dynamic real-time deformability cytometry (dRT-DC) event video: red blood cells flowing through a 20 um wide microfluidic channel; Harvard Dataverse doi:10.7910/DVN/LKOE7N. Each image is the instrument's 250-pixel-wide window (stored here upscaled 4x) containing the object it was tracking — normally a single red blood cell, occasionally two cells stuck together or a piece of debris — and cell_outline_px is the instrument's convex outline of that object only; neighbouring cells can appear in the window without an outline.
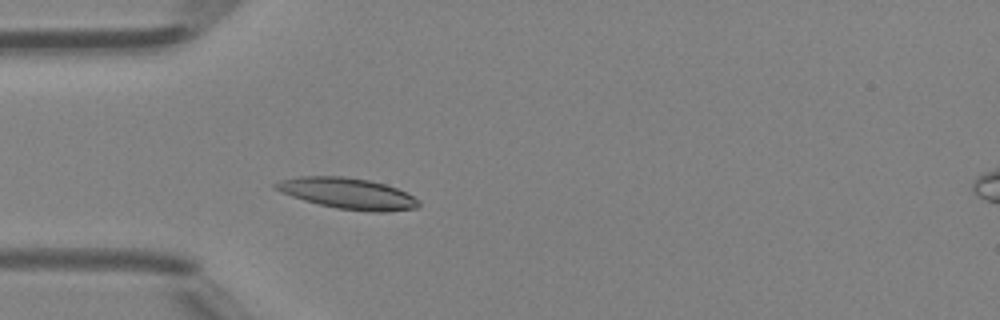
{"species": "Egyptian fruit bat (a non-hibernating species)", "species_latin": "Rousettus aegyptiacus", "temperature_condition": "room temperature", "stored_images_in_passage": 35, "camera_frame_rate_fps": 3000, "um_per_image_px": 0.085, "animal": {"sex": "female"}, "frame": {"image": 1, "passage_image": 1, "time_ms": 0.0, "image_size_px": [1000, 320], "cell_outline_px": [[420, 204], [416, 208], [388, 212], [372, 212], [336, 208], [304, 200], [292, 196], [272, 188], [272, 184], [280, 180], [300, 176], [344, 176], [368, 180], [384, 184], [396, 188], [420, 200]], "centroid_in_image_um": [29.54, 16.44], "position_along_channel_um": 55.5, "area_um2": 25.78}}
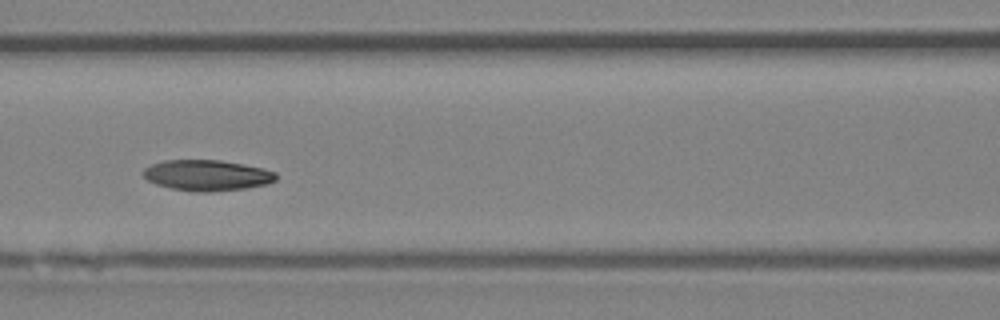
{"frame": {"image": 2, "passage_image": 8, "time_ms": 2.333, "image_size_px": [1000, 320], "cell_outline_px": [[276, 180], [268, 184], [244, 188], [208, 192], [196, 192], [172, 188], [156, 184], [148, 180], [140, 172], [144, 168], [152, 164], [164, 160], [220, 160], [244, 164], [264, 168], [276, 172]], "centroid_in_image_um": [17.6, 14.89], "position_along_channel_um": 149.0, "area_um2": 23.87}}
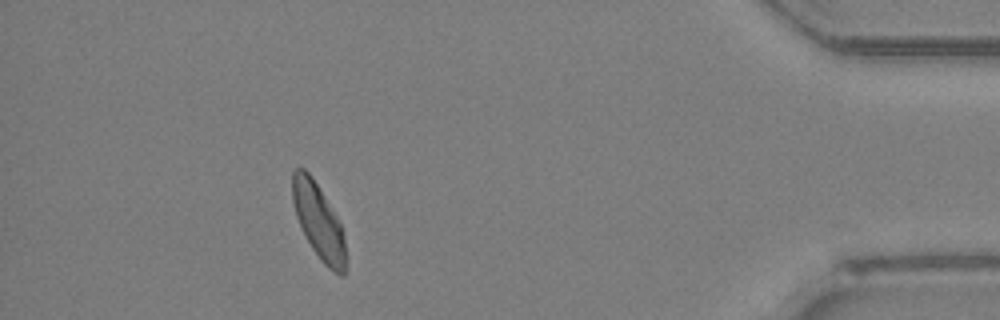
{"frame": {"image": 3, "passage_image": 30, "time_ms": 9.667, "image_size_px": [1000, 320], "cell_outline_px": [[344, 276], [340, 276], [332, 272], [320, 260], [312, 248], [296, 216], [292, 200], [292, 172], [296, 168], [304, 168], [308, 172], [316, 184], [336, 216], [340, 224], [344, 236]], "centroid_in_image_um": [27.05, 18.82], "position_along_channel_um": 408.1, "area_um2": 22.66}, "authors_computed_cell_mechanics": {"area_um2": 23.5246, "velocity_mm_per_s": 4.2705, "shape_relaxation_time_tau1_ms": 4.8762, "shape_relaxation_time_tau2_ms": 6.3288, "deformation_change_tau1": 0.1244, "deformation_change_tau2": 0.1036}}